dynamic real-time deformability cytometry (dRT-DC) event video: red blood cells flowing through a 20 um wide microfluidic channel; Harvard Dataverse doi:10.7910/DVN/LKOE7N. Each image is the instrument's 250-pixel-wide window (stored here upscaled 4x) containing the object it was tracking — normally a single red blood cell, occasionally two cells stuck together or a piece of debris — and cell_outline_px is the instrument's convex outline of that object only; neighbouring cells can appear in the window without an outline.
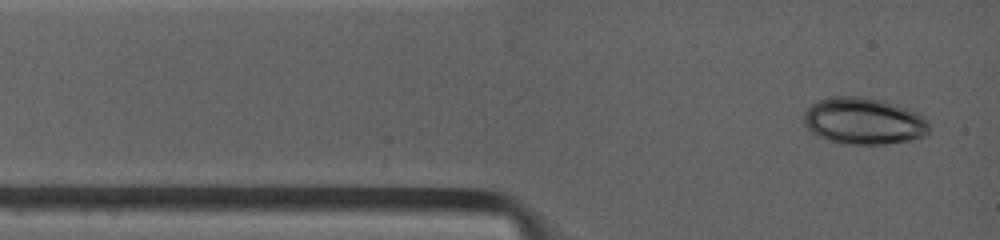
{"species": "common noctule bat (a hibernating species)", "species_latin": "Nyctalus noctula", "temperature_condition": "warm", "stored_images_in_passage": 3, "camera_frame_rate_fps": 4500, "um_per_image_px": 0.085, "animal": {"sex": "female", "body_mass_g": 19.0, "forearm_length_mm": 53.3}, "frame": {"image": 1, "passage_image": 1, "time_ms": 0.0, "image_size_px": [1000, 240], "cell_outline_px": [[928, 136], [912, 140], [884, 144], [844, 144], [828, 140], [812, 132], [804, 124], [804, 112], [812, 104], [820, 100], [832, 96], [864, 96], [884, 100], [908, 108], [924, 116], [928, 120]], "centroid_in_image_um": [73.46, 10.28], "position_along_channel_um": 11.5, "area_um2": 34.45}}